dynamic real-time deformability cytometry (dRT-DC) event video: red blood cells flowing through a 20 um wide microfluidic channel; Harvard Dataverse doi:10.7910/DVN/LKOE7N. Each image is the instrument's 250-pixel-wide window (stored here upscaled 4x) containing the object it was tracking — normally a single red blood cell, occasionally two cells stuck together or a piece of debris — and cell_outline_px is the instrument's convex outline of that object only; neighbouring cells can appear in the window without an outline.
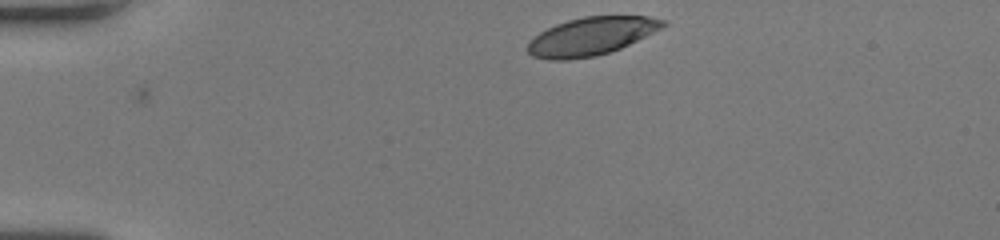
{"species": "human", "species_latin": "Homo sapiens", "temperature_condition": "room temperature", "stored_images_in_passage": 35, "camera_frame_rate_fps": 3000, "um_per_image_px": 0.085, "donor": {"sex": "female"}, "frame": {"image": 1, "passage_image": 1, "time_ms": 0.0, "image_size_px": [1000, 240], "cell_outline_px": [[668, 24], [620, 48], [596, 56], [568, 60], [548, 60], [532, 56], [524, 48], [528, 40], [540, 32], [556, 24], [568, 20], [584, 16], [648, 16], [668, 20]], "centroid_in_image_um": [50.19, 3.08], "position_along_channel_um": 34.8, "area_um2": 30.0}}
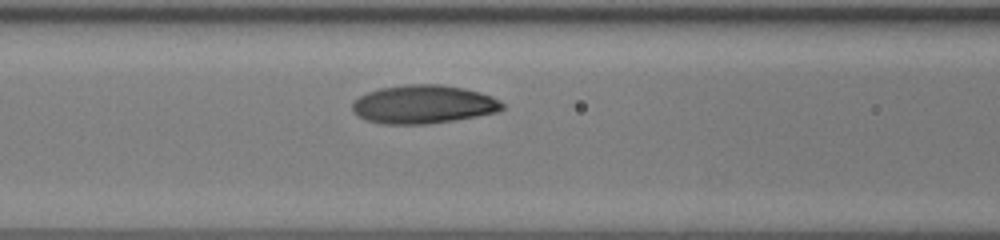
{"frame": {"image": 2, "passage_image": 13, "time_ms": 4.0, "image_size_px": [1000, 240], "cell_outline_px": [[504, 108], [496, 112], [476, 116], [428, 124], [384, 124], [364, 120], [356, 116], [352, 112], [352, 104], [360, 96], [368, 92], [380, 88], [408, 84], [440, 84], [464, 88], [480, 92], [492, 96], [500, 100], [504, 104]], "centroid_in_image_um": [35.97, 8.87], "position_along_channel_um": 130.6, "area_um2": 33.7}}
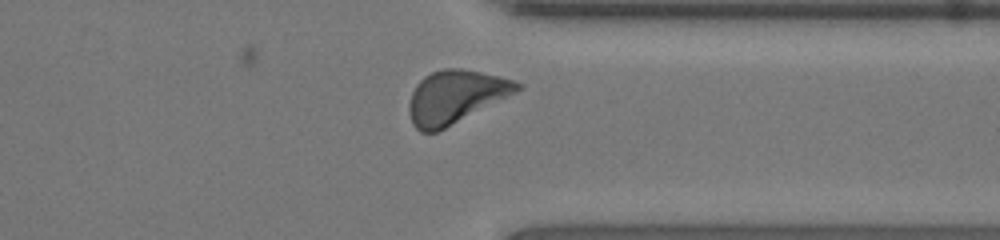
{"frame": {"image": 3, "passage_image": 31, "time_ms": 10.0, "image_size_px": [1000, 240], "cell_outline_px": [[524, 84], [516, 92], [436, 132], [420, 132], [412, 124], [408, 112], [408, 104], [412, 92], [416, 84], [424, 76], [432, 72], [444, 68], [460, 68], [480, 72], [512, 80]], "centroid_in_image_um": [38.66, 8.22], "position_along_channel_um": 372.7, "area_um2": 32.89}, "authors_computed_cell_mechanics": {"area_um2": 32.4258, "velocity_mm_per_s": 4.0391, "shape_relaxation_time_tau1_ms": 4.7311, "shape_relaxation_time_tau2_ms": 1.8993, "deformation_change_tau1": 0.2005, "deformation_change_tau2": 0.0674}}